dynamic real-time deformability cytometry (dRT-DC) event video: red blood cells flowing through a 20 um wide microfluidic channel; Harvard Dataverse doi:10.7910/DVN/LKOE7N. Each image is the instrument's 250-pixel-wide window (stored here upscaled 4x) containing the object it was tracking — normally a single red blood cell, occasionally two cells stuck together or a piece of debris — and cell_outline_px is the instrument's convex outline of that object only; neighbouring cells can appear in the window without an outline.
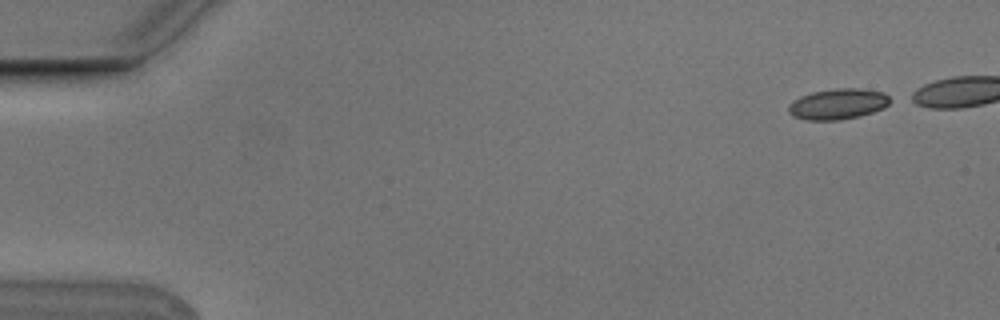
{"species": "Egyptian fruit bat (a non-hibernating species)", "species_latin": "Rousettus aegyptiacus", "temperature_condition": "cold", "stored_images_in_passage": 9, "camera_frame_rate_fps": 3000, "um_per_image_px": 0.085, "animal": {"sex": "male"}, "frame": {"image": 1, "passage_image": 1, "time_ms": 0.0, "image_size_px": [1000, 320], "cell_outline_px": [[896, 100], [884, 108], [872, 112], [856, 116], [836, 120], [808, 120], [792, 116], [788, 112], [788, 104], [800, 96], [812, 92], [836, 88], [856, 88], [884, 92]], "centroid_in_image_um": [71.26, 8.83], "position_along_channel_um": 13.7, "area_um2": 18.32}}
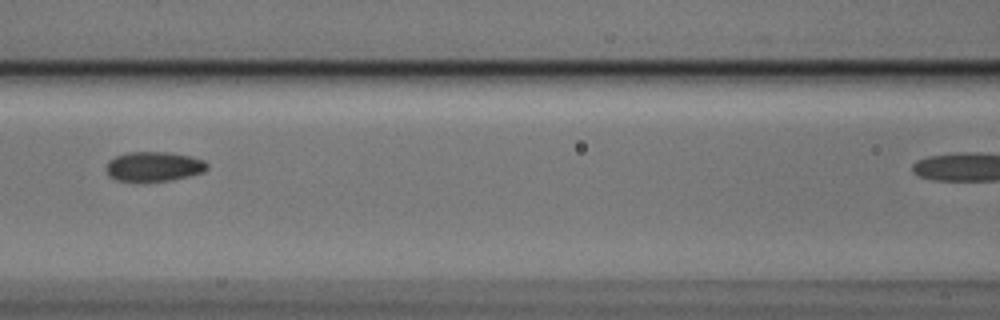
{"frame": {"image": 2, "passage_image": 7, "time_ms": 2.0, "image_size_px": [1000, 320], "cell_outline_px": [[208, 168], [204, 172], [188, 176], [168, 180], [116, 180], [108, 176], [108, 160], [116, 156], [128, 152], [172, 152], [192, 156], [204, 160], [208, 164]], "centroid_in_image_um": [13.12, 14.12], "position_along_channel_um": 153.5, "area_um2": 17.22}}
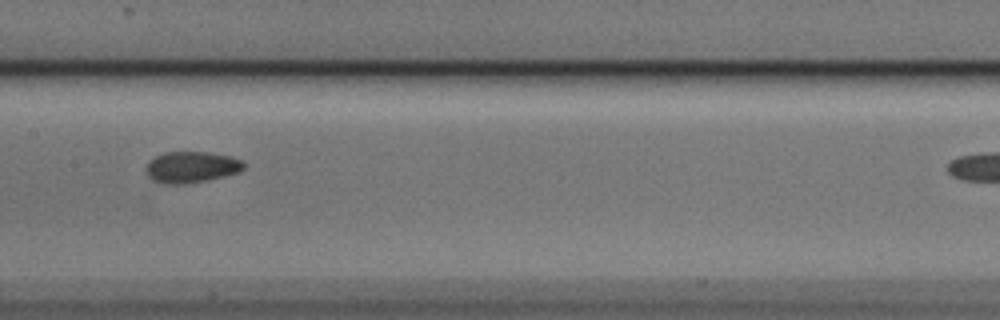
{"frame": {"image": 3, "passage_image": 8, "time_ms": 2.333, "image_size_px": [1000, 320], "cell_outline_px": [[244, 168], [240, 172], [208, 180], [184, 184], [168, 184], [152, 180], [148, 176], [148, 164], [156, 156], [164, 152], [204, 152], [228, 156], [240, 160], [244, 164]], "centroid_in_image_um": [16.29, 14.21], "position_along_channel_um": 191.1, "area_um2": 17.46}}